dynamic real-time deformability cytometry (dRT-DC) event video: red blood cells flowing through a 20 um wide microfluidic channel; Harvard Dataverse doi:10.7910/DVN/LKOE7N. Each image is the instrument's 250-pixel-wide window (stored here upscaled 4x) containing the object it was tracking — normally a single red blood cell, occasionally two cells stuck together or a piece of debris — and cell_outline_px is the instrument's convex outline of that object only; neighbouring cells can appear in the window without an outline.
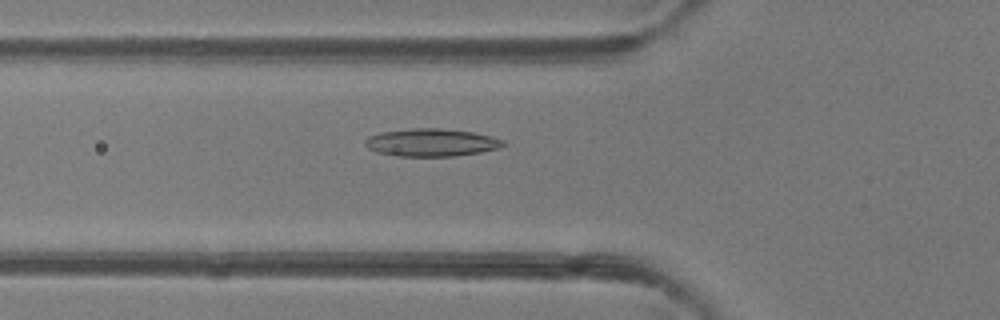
{"species": "common noctule bat (a hibernating species)", "species_latin": "Nyctalus noctula", "temperature_condition": "room temperature", "stored_images_in_passage": 39, "camera_frame_rate_fps": 3000, "um_per_image_px": 0.085, "animal": {"sex": "female"}, "frame": {"image": 1, "passage_image": 7, "time_ms": 2.0, "image_size_px": [1000, 320], "cell_outline_px": [[504, 144], [500, 148], [480, 152], [452, 156], [400, 156], [376, 152], [368, 148], [364, 144], [364, 140], [368, 136], [380, 132], [412, 128], [440, 128], [472, 132], [504, 140]], "centroid_in_image_um": [36.62, 12.11], "position_along_channel_um": 89.2, "area_um2": 22.2}}
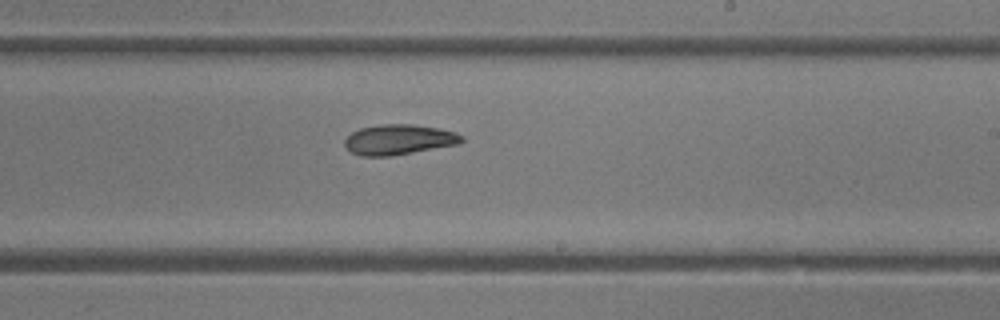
{"frame": {"image": 2, "passage_image": 19, "time_ms": 6.0, "image_size_px": [1000, 320], "cell_outline_px": [[464, 140], [460, 144], [388, 156], [360, 156], [352, 152], [344, 144], [344, 140], [352, 132], [360, 128], [380, 124], [412, 124], [436, 128], [456, 132], [464, 136]], "centroid_in_image_um": [33.91, 11.86], "position_along_channel_um": 255.1, "area_um2": 20.52}}
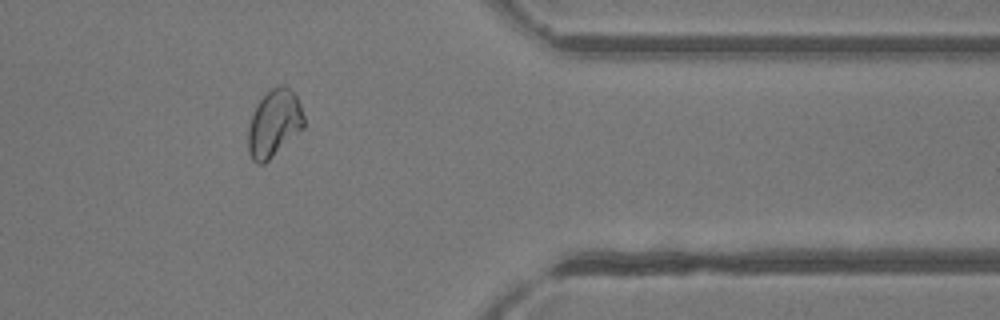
{"frame": {"image": 3, "passage_image": 30, "time_ms": 9.667, "image_size_px": [1000, 320], "cell_outline_px": [[304, 128], [264, 164], [256, 164], [252, 160], [248, 152], [248, 128], [252, 116], [260, 100], [276, 84], [284, 84], [296, 96], [300, 104], [304, 116]], "centroid_in_image_um": [23.3, 10.5], "position_along_channel_um": 388.1, "area_um2": 21.73}, "authors_computed_cell_mechanics": {"area_um2": 21.5594, "velocity_mm_per_s": 4.1387, "shape_relaxation_time_tau1_ms": 7.2743, "shape_relaxation_time_tau2_ms": 3.8765, "deformation_change_tau1": 0.1509, "deformation_change_tau2": 0.0925}}